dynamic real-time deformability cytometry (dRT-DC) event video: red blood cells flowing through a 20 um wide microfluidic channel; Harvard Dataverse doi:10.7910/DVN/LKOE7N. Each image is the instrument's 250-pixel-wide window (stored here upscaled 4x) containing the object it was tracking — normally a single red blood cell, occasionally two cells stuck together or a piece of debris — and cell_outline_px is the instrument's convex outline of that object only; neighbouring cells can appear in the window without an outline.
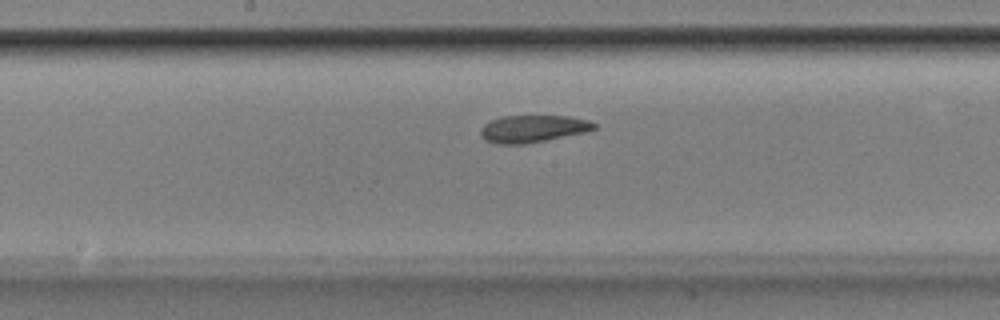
{"species": "Egyptian fruit bat (a non-hibernating species)", "species_latin": "Rousettus aegyptiacus", "temperature_condition": "room temperature", "stored_images_in_passage": 39, "camera_frame_rate_fps": 3000, "um_per_image_px": 0.085, "animal": {"sex": "male"}, "frame": {"image": 1, "passage_image": 19, "time_ms": 6.0, "image_size_px": [1000, 320], "cell_outline_px": [[596, 128], [584, 132], [524, 144], [496, 144], [484, 140], [480, 136], [480, 128], [488, 120], [500, 116], [568, 116], [588, 120], [596, 124]], "centroid_in_image_um": [45.21, 10.93], "position_along_channel_um": 203.0, "area_um2": 18.03}}
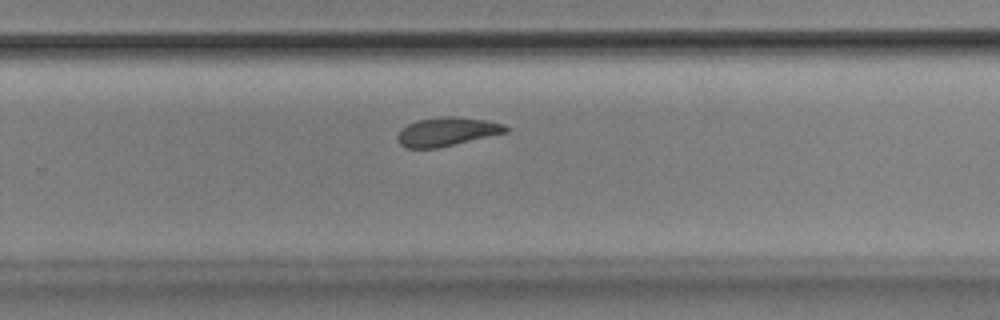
{"frame": {"image": 2, "passage_image": 26, "time_ms": 8.333, "image_size_px": [1000, 320], "cell_outline_px": [[508, 132], [436, 148], [408, 148], [400, 144], [396, 140], [396, 136], [408, 124], [416, 120], [440, 116], [456, 116], [488, 120], [504, 124], [508, 128]], "centroid_in_image_um": [37.99, 11.18], "position_along_channel_um": 291.8, "area_um2": 18.09}}
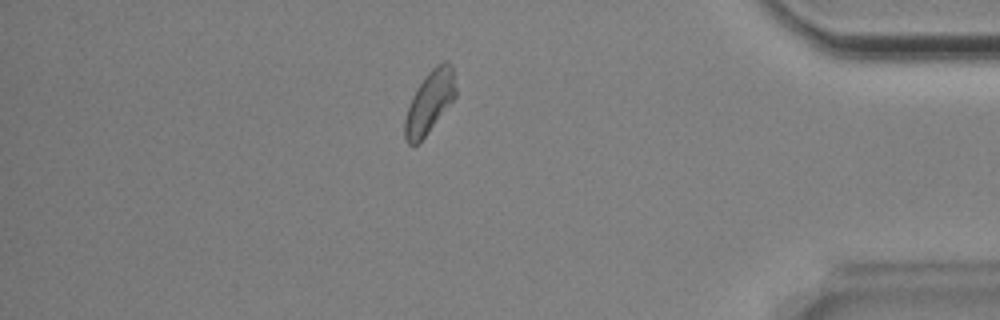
{"frame": {"image": 3, "passage_image": 37, "time_ms": 12.0, "image_size_px": [1000, 320], "cell_outline_px": [[456, 96], [428, 132], [416, 144], [408, 144], [404, 136], [404, 120], [412, 96], [416, 88], [428, 72], [436, 64], [444, 60], [452, 64], [456, 88]], "centroid_in_image_um": [36.52, 8.63], "position_along_channel_um": 398.7, "area_um2": 18.26}, "authors_computed_cell_mechanics": {"area_um2": 18.496, "velocity_mm_per_s": 3.8395, "shape_relaxation_time_tau1_ms": 5.964, "shape_relaxation_time_tau2_ms": 2.551, "deformation_change_tau1": 0.1394, "deformation_change_tau2": 0.0714}}